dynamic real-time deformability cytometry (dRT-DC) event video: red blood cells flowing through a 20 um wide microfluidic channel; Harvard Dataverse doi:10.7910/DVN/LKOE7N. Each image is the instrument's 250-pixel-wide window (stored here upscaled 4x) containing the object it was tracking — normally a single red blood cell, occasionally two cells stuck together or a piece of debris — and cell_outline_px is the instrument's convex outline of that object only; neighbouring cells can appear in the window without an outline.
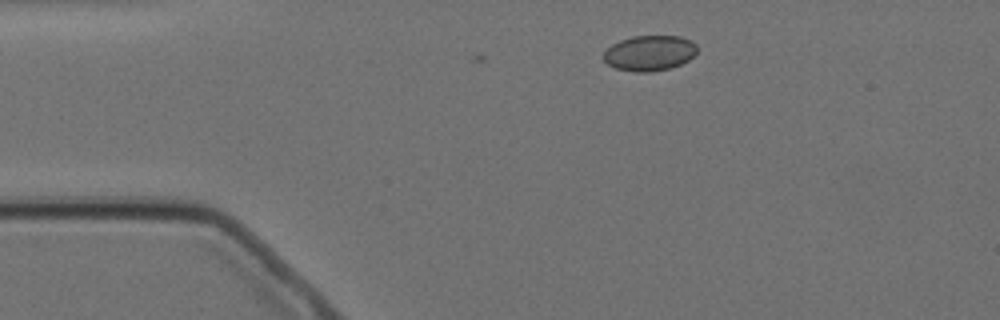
{"species": "Egyptian fruit bat (a non-hibernating species)", "species_latin": "Rousettus aegyptiacus", "temperature_condition": "cold", "stored_images_in_passage": 2, "camera_frame_rate_fps": 3000, "um_per_image_px": 0.085, "animal": {"sex": "female"}, "frame": {"image": 1, "passage_image": 1, "time_ms": 0.0, "image_size_px": [1000, 320], "cell_outline_px": [[696, 52], [688, 60], [680, 64], [668, 68], [648, 72], [636, 72], [616, 68], [608, 64], [600, 56], [612, 44], [620, 40], [632, 36], [680, 36], [692, 40], [696, 44]], "centroid_in_image_um": [55.18, 4.5], "position_along_channel_um": 29.8, "area_um2": 19.25}}